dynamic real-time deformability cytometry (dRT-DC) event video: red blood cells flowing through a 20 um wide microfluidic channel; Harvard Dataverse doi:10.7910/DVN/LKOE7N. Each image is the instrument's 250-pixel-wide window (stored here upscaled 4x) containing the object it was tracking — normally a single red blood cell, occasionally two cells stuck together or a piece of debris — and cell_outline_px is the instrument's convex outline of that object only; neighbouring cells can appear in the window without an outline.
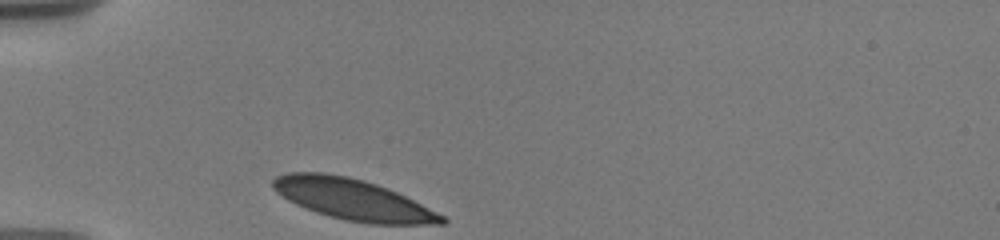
{"species": "human", "species_latin": "Homo sapiens", "temperature_condition": "warm", "stored_images_in_passage": 12, "camera_frame_rate_fps": 3000, "um_per_image_px": 0.085, "donor": {"sex": "male"}, "frame": {"image": 1, "passage_image": 1, "time_ms": 0.0, "image_size_px": [1000, 240], "cell_outline_px": [[448, 220], [444, 224], [368, 224], [344, 220], [316, 212], [304, 208], [288, 200], [276, 192], [272, 188], [272, 180], [276, 176], [288, 172], [324, 172], [348, 176], [364, 180], [388, 188], [444, 216]], "centroid_in_image_um": [29.94, 16.95], "position_along_channel_um": 55.1, "area_um2": 40.23}}
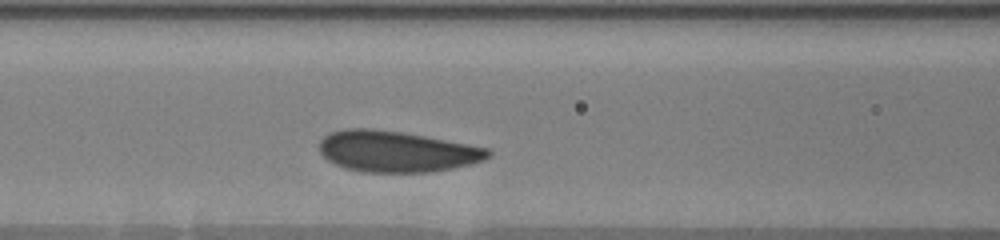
{"frame": {"image": 2, "passage_image": 9, "time_ms": 2.667, "image_size_px": [1000, 240], "cell_outline_px": [[492, 156], [484, 160], [452, 168], [432, 172], [364, 172], [348, 168], [336, 164], [328, 160], [320, 152], [320, 140], [328, 132], [344, 128], [372, 128], [404, 132], [468, 144], [488, 148], [492, 152]], "centroid_in_image_um": [33.71, 12.86], "position_along_channel_um": 132.9, "area_um2": 40.46}}
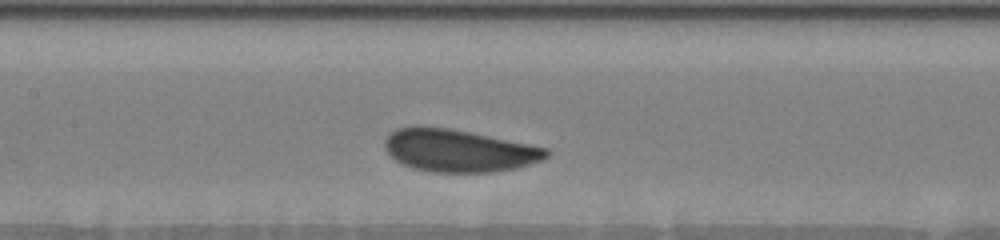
{"frame": {"image": 3, "passage_image": 12, "time_ms": 3.667, "image_size_px": [1000, 240], "cell_outline_px": [[552, 152], [548, 156], [540, 160], [516, 168], [492, 172], [432, 172], [412, 168], [396, 160], [384, 148], [384, 140], [388, 132], [396, 128], [416, 124], [420, 124], [448, 128], [548, 148]], "centroid_in_image_um": [38.92, 12.78], "position_along_channel_um": 168.5, "area_um2": 40.17}}